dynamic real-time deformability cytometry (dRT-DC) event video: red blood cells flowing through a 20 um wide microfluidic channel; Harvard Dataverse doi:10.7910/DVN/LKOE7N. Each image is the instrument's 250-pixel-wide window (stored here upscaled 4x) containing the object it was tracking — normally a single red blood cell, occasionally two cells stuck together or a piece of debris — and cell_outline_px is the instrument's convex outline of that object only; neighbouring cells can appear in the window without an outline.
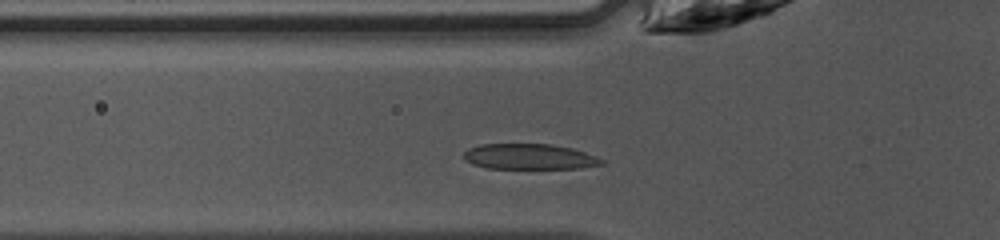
{"species": "common noctule bat (a hibernating species)", "species_latin": "Nyctalus noctula", "temperature_condition": "warm", "stored_images_in_passage": 25, "camera_frame_rate_fps": 3000, "um_per_image_px": 0.085, "animal": {"sex": "female", "body_mass_g": 10.0, "forearm_length_mm": 53.1}, "frame": {"image": 1, "passage_image": 2, "time_ms": 0.333, "image_size_px": [1000, 240], "cell_outline_px": [[604, 164], [580, 168], [488, 168], [472, 164], [464, 160], [464, 152], [468, 148], [480, 144], [552, 144], [572, 148], [596, 156], [604, 160]], "centroid_in_image_um": [44.99, 13.31], "position_along_channel_um": 80.8, "area_um2": 20.52}}
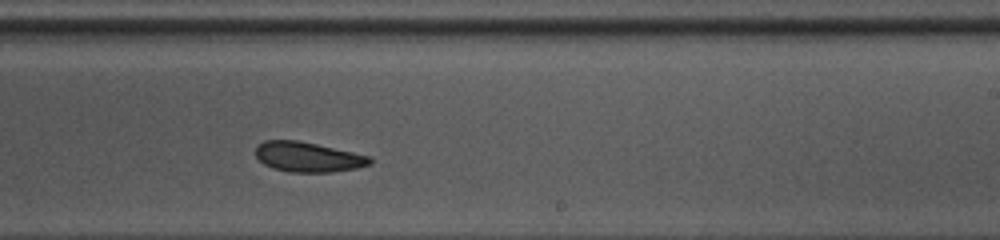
{"frame": {"image": 2, "passage_image": 15, "time_ms": 4.667, "image_size_px": [1000, 240], "cell_outline_px": [[372, 164], [356, 168], [332, 172], [288, 172], [272, 168], [264, 164], [256, 156], [256, 144], [264, 140], [296, 140], [316, 144], [372, 156]], "centroid_in_image_um": [26.18, 13.34], "position_along_channel_um": 262.8, "area_um2": 20.06}}
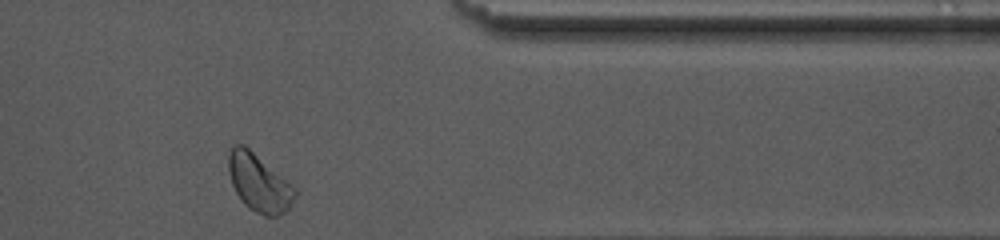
{"frame": {"image": 3, "passage_image": 25, "time_ms": 8.0, "image_size_px": [1000, 240], "cell_outline_px": [[296, 196], [288, 208], [284, 212], [276, 216], [264, 216], [248, 208], [244, 204], [236, 192], [232, 184], [228, 168], [228, 156], [232, 144], [244, 144], [292, 184], [296, 188]], "centroid_in_image_um": [22.0, 15.53], "position_along_channel_um": 389.4, "area_um2": 22.2}, "authors_computed_cell_mechanics": {"area_um2": 20.6346, "velocity_mm_per_s": 4.1908, "shape_relaxation_time_tau1_ms": 1.8206, "shape_relaxation_time_tau2_ms": 3.5158, "deformation_change_tau1": 0.1, "deformation_change_tau2": 0.0657}}